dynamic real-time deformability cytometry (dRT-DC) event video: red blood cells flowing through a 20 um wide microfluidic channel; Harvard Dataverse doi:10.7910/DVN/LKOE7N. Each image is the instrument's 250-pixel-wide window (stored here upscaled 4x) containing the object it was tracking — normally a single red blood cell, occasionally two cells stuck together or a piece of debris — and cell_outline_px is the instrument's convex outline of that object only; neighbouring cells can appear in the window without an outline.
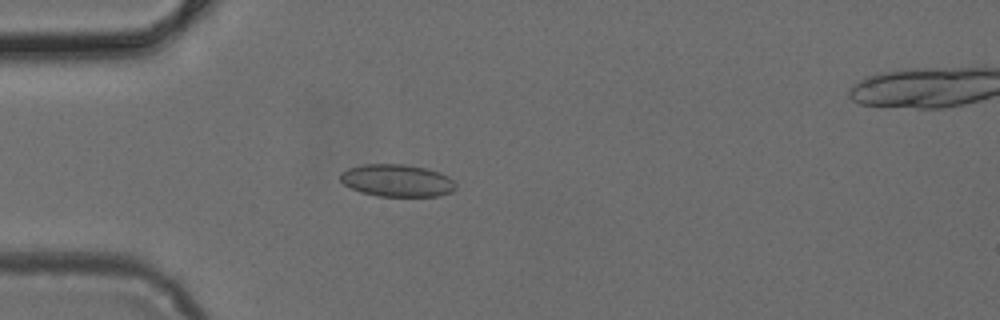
{"species": "common noctule bat (a hibernating species)", "species_latin": "Nyctalus noctula", "temperature_condition": "cold", "stored_images_in_passage": 5, "camera_frame_rate_fps": 3000, "um_per_image_px": 0.085, "animal": {"sex": "female", "body_mass_g": 24.6, "forearm_length_mm": 56.2}, "frame": {"image": 1, "passage_image": 4, "time_ms": 1.0, "image_size_px": [1000, 320], "cell_outline_px": [[456, 188], [452, 192], [440, 196], [376, 196], [360, 192], [344, 184], [340, 180], [340, 172], [348, 168], [364, 164], [404, 164], [424, 168], [440, 172], [448, 176], [456, 184]], "centroid_in_image_um": [33.74, 15.35], "position_along_channel_um": 51.3, "area_um2": 21.85}}